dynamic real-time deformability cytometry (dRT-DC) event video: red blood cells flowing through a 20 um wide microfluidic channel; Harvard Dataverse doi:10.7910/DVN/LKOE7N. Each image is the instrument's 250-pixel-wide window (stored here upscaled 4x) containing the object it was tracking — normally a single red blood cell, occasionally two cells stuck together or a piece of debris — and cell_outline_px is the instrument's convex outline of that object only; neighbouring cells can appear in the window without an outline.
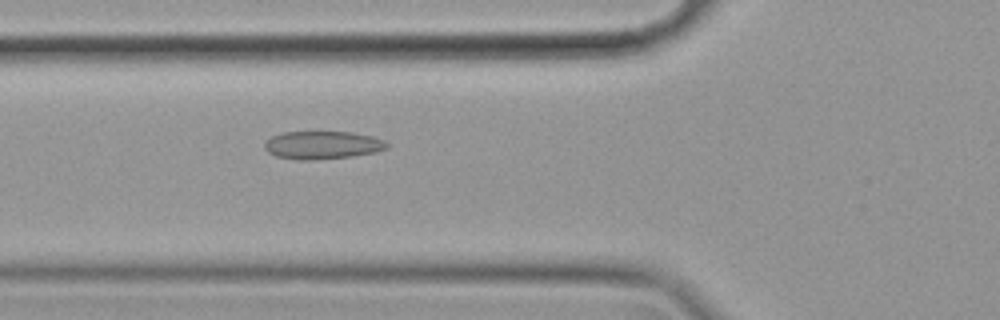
{"species": "common noctule bat (a hibernating species)", "species_latin": "Nyctalus noctula", "temperature_condition": "cold", "stored_images_in_passage": 58, "camera_frame_rate_fps": 3000, "um_per_image_px": 0.085, "animal": {"sex": "female", "body_mass_g": 19.9}, "frame": {"image": 1, "passage_image": 21, "time_ms": 6.667, "image_size_px": [1000, 320], "cell_outline_px": [[388, 148], [372, 152], [352, 156], [312, 160], [296, 160], [276, 156], [268, 152], [264, 148], [264, 144], [272, 136], [280, 132], [352, 132], [372, 136], [384, 140], [388, 144]], "centroid_in_image_um": [27.38, 12.33], "position_along_channel_um": 98.4, "area_um2": 19.88}}
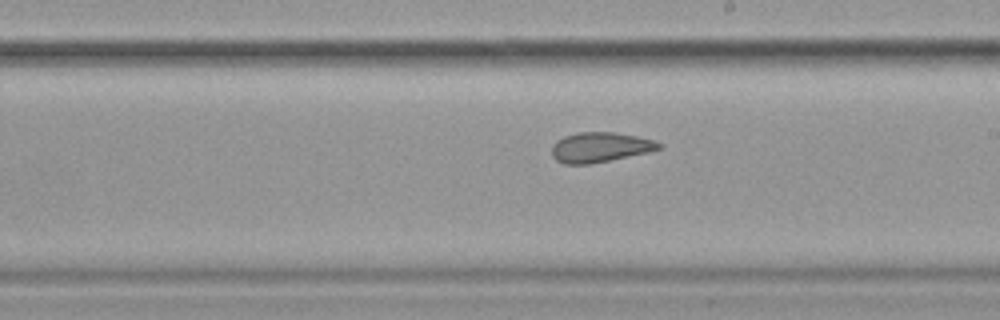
{"frame": {"image": 2, "passage_image": 33, "time_ms": 10.667, "image_size_px": [1000, 320], "cell_outline_px": [[664, 144], [660, 148], [648, 152], [592, 164], [564, 164], [556, 160], [552, 156], [552, 144], [556, 140], [564, 136], [576, 132], [612, 132], [636, 136], [652, 140]], "centroid_in_image_um": [50.96, 12.52], "position_along_channel_um": 238.0, "area_um2": 18.73}}
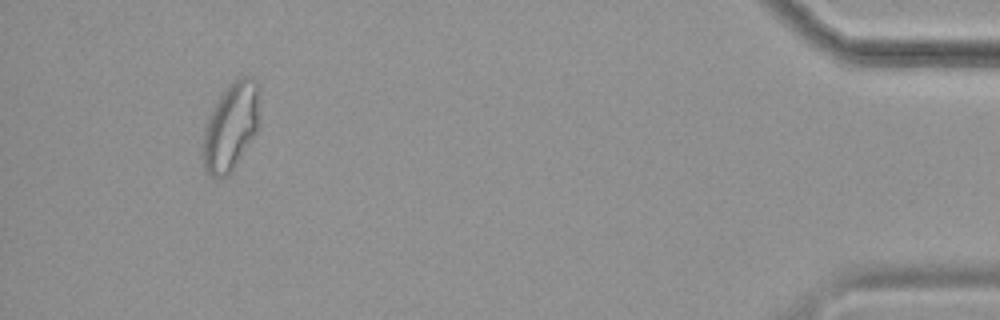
{"frame": {"image": 3, "passage_image": 54, "time_ms": 17.667, "image_size_px": [1000, 320], "cell_outline_px": [[260, 88], [256, 132], [232, 172], [228, 176], [220, 180], [208, 176], [204, 168], [204, 128], [208, 116], [212, 108], [228, 84], [236, 76], [252, 76], [260, 84]], "centroid_in_image_um": [19.63, 10.74], "position_along_channel_um": 415.6, "area_um2": 29.36}, "authors_computed_cell_mechanics": {"area_um2": 22.3108, "velocity_mm_per_s": 3.494, "shape_relaxation_time_tau1_ms": null, "shape_relaxation_time_tau2_ms": 2.2617, "deformation_change_tau1": null, "deformation_change_tau2": 0.0878}}